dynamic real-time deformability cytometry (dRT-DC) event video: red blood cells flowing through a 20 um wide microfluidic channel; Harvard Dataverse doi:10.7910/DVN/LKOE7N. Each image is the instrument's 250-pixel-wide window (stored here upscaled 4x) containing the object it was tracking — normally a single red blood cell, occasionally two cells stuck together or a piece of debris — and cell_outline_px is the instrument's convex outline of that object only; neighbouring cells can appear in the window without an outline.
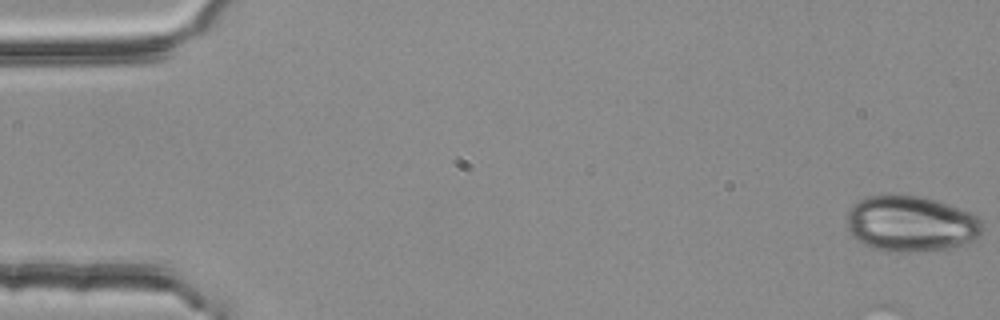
{"species": "common noctule bat (a hibernating species)", "species_latin": "Nyctalus noctula", "temperature_condition": "room temperature", "stored_images_in_passage": 4, "camera_frame_rate_fps": 3000, "um_per_image_px": 0.085, "animal": {"sex": "female", "body_mass_g": 25.1}, "frame": {"image": 1, "passage_image": 1, "time_ms": 0.0, "image_size_px": [1000, 320], "cell_outline_px": [[980, 236], [964, 248], [924, 252], [884, 252], [864, 244], [856, 240], [852, 236], [848, 228], [844, 216], [860, 200], [868, 196], [892, 192], [920, 196], [936, 200], [948, 204], [968, 212], [976, 216], [980, 220]], "centroid_in_image_um": [77.42, 19.04], "position_along_channel_um": 7.6, "area_um2": 45.37}}